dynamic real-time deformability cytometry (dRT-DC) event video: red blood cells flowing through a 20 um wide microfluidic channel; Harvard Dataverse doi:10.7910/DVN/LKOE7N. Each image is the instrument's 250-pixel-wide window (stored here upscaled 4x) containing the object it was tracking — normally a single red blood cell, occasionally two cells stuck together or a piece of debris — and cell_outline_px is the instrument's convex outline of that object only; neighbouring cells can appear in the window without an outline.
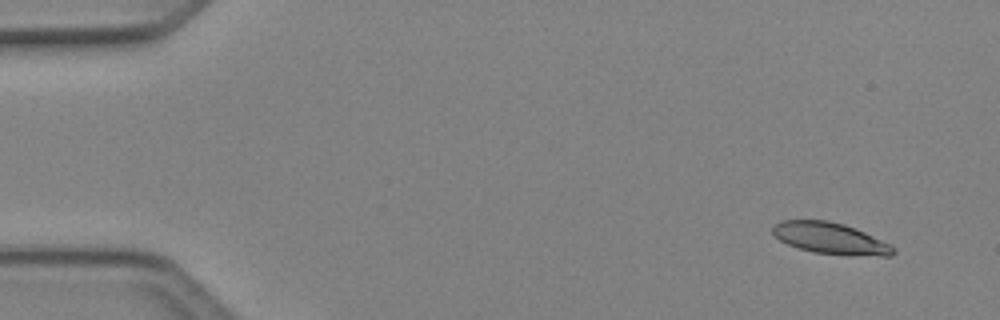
{"species": "Egyptian fruit bat (a non-hibernating species)", "species_latin": "Rousettus aegyptiacus", "temperature_condition": "cold", "stored_images_in_passage": 4, "camera_frame_rate_fps": 3000, "um_per_image_px": 0.085, "animal": {"sex": "female"}, "frame": {"image": 1, "passage_image": 1, "time_ms": 0.0, "image_size_px": [1000, 320], "cell_outline_px": [[896, 252], [892, 256], [848, 256], [812, 252], [788, 244], [780, 240], [772, 232], [772, 228], [780, 220], [828, 220], [844, 224], [856, 228], [892, 244], [896, 248]], "centroid_in_image_um": [70.66, 20.27], "position_along_channel_um": 14.3, "area_um2": 22.43}}
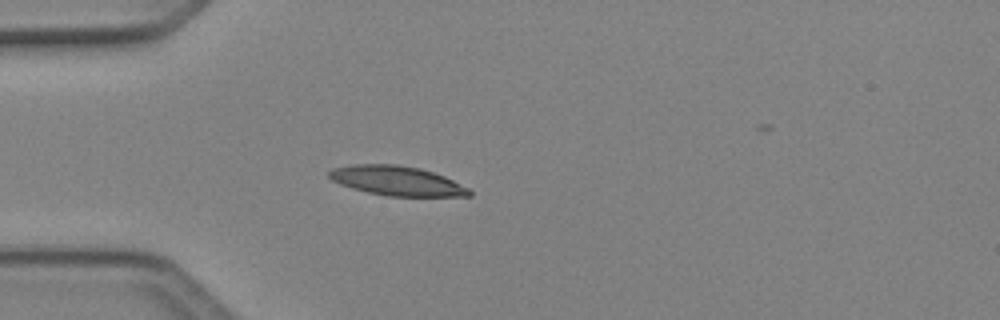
{"frame": {"image": 2, "passage_image": 4, "time_ms": 1.0, "image_size_px": [1000, 320], "cell_outline_px": [[472, 196], [388, 196], [368, 192], [352, 188], [340, 184], [332, 180], [328, 176], [328, 172], [332, 168], [352, 164], [396, 164], [420, 168], [444, 176], [468, 188], [472, 192]], "centroid_in_image_um": [33.71, 15.36], "position_along_channel_um": 51.3, "area_um2": 24.04}}